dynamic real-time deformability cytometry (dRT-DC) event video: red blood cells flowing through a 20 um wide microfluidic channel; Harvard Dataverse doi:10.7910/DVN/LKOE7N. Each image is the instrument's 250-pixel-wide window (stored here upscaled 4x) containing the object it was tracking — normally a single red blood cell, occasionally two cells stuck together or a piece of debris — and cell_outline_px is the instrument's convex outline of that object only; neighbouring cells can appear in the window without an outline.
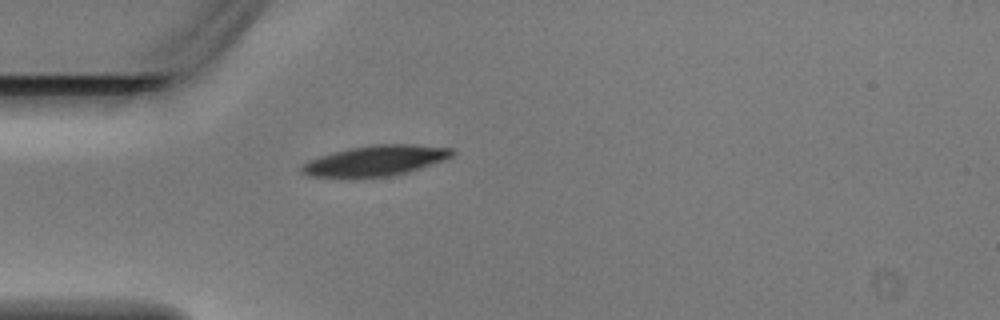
{"species": "Egyptian fruit bat (a non-hibernating species)", "species_latin": "Rousettus aegyptiacus", "temperature_condition": "warm", "stored_images_in_passage": 1, "camera_frame_rate_fps": 3000, "um_per_image_px": 0.085, "animal": {"sex": "male"}, "frame": {"image": 1, "passage_image": 1, "time_ms": 0.0, "image_size_px": [1000, 320], "cell_outline_px": [[456, 152], [452, 156], [444, 160], [408, 172], [388, 176], [348, 180], [308, 176], [300, 172], [300, 168], [308, 160], [320, 156], [348, 148], [372, 144], [412, 144], [452, 148]], "centroid_in_image_um": [31.85, 13.69], "position_along_channel_um": 53.1, "area_um2": 27.46}}